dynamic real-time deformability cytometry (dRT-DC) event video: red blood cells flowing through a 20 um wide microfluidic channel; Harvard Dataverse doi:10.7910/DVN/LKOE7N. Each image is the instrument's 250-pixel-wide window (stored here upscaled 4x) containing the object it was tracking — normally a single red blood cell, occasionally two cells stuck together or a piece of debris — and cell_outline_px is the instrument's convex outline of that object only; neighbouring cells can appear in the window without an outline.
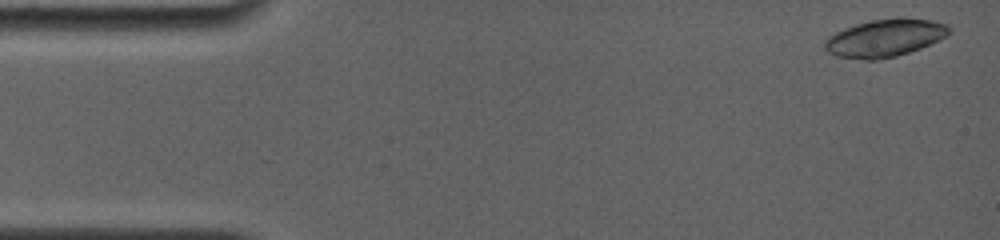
{"species": "common noctule bat (a hibernating species)", "species_latin": "Nyctalus noctula", "temperature_condition": "room temperature", "stored_images_in_passage": 8, "camera_frame_rate_fps": 4000, "um_per_image_px": 0.085, "animal": {"sex": "female", "body_mass_g": 19.0, "forearm_length_mm": 56.7}, "frame": {"image": 1, "passage_image": 1, "time_ms": 0.0, "image_size_px": [1000, 240], "cell_outline_px": [[952, 28], [948, 36], [940, 40], [920, 48], [896, 56], [876, 60], [864, 60], [836, 56], [828, 52], [824, 48], [824, 40], [828, 36], [844, 28], [856, 24], [872, 20], [896, 16], [904, 16], [932, 20], [948, 24]], "centroid_in_image_um": [75.25, 3.2], "position_along_channel_um": 9.7, "area_um2": 27.8}}
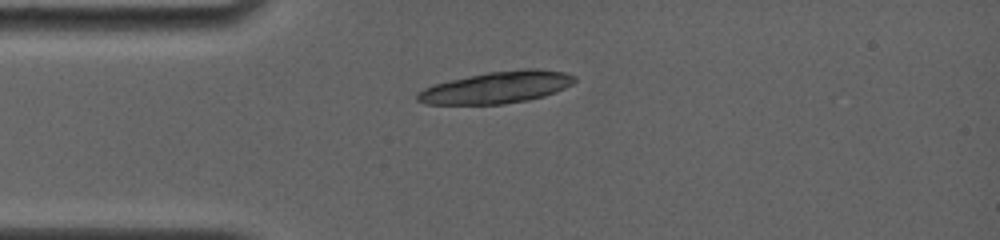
{"frame": {"image": 2, "passage_image": 8, "time_ms": 3.5, "image_size_px": [1000, 240], "cell_outline_px": [[576, 80], [572, 84], [564, 88], [544, 96], [528, 100], [504, 104], [424, 104], [416, 100], [416, 92], [432, 84], [468, 76], [488, 72], [524, 68], [536, 68], [564, 72], [576, 76]], "centroid_in_image_um": [42.2, 7.42], "position_along_channel_um": 42.8, "area_um2": 29.3}}